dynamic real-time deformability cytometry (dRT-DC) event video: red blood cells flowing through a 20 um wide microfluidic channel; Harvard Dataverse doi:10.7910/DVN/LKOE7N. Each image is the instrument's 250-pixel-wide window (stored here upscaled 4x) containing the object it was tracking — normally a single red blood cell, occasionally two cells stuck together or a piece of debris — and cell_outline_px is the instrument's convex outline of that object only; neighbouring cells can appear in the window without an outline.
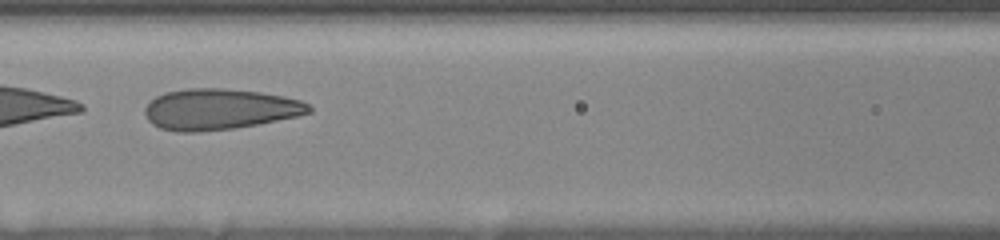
{"species": "human", "species_latin": "Homo sapiens", "temperature_condition": "room temperature", "stored_images_in_passage": 42, "camera_frame_rate_fps": 3000, "um_per_image_px": 0.085, "donor": {"sex": "female"}, "frame": {"image": 1, "passage_image": 19, "time_ms": 4.333, "image_size_px": [1000, 240], "cell_outline_px": [[312, 112], [296, 116], [256, 124], [232, 128], [200, 132], [176, 132], [160, 128], [152, 124], [148, 120], [144, 112], [144, 108], [156, 96], [164, 92], [188, 88], [220, 88], [260, 92], [284, 96], [300, 100], [308, 104], [312, 108]], "centroid_in_image_um": [18.63, 9.28], "position_along_channel_um": 148.0, "area_um2": 39.02}, "authors_computed_cell_mechanics": {"area_um2": 39.1595, "velocity_mm_per_s": 3.6824, "shape_relaxation_time_tau1_ms": 9.6419, "shape_relaxation_time_tau2_ms": 0.9427, "deformation_change_tau1": 0.2762, "deformation_change_tau2": 0.0857}}